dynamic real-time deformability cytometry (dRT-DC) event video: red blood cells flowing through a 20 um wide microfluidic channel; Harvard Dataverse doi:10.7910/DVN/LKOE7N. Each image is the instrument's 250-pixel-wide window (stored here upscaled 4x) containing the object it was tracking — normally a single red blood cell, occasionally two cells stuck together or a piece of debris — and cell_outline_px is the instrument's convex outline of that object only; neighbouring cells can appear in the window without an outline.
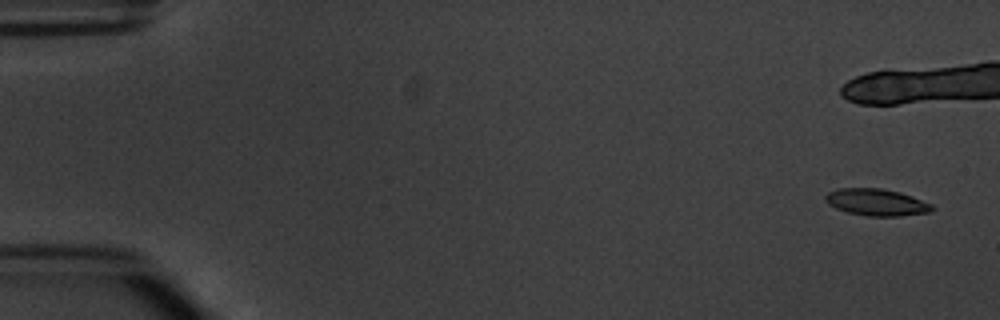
{"species": "common noctule bat (a hibernating species)", "species_latin": "Nyctalus noctula", "temperature_condition": "warm", "stored_images_in_passage": 7, "camera_frame_rate_fps": 3000, "um_per_image_px": 0.085, "animal": {"sex": "male", "body_mass_g": 20.1, "forearm_length_mm": 53.5}, "frame": {"image": 1, "passage_image": 1, "time_ms": 0.0, "image_size_px": [1000, 320], "cell_outline_px": [[936, 208], [932, 212], [900, 216], [868, 216], [848, 212], [836, 208], [828, 204], [824, 200], [824, 196], [828, 192], [836, 188], [880, 188], [900, 192], [912, 196], [932, 204]], "centroid_in_image_um": [74.51, 17.19], "position_along_channel_um": 10.5, "area_um2": 16.88}}